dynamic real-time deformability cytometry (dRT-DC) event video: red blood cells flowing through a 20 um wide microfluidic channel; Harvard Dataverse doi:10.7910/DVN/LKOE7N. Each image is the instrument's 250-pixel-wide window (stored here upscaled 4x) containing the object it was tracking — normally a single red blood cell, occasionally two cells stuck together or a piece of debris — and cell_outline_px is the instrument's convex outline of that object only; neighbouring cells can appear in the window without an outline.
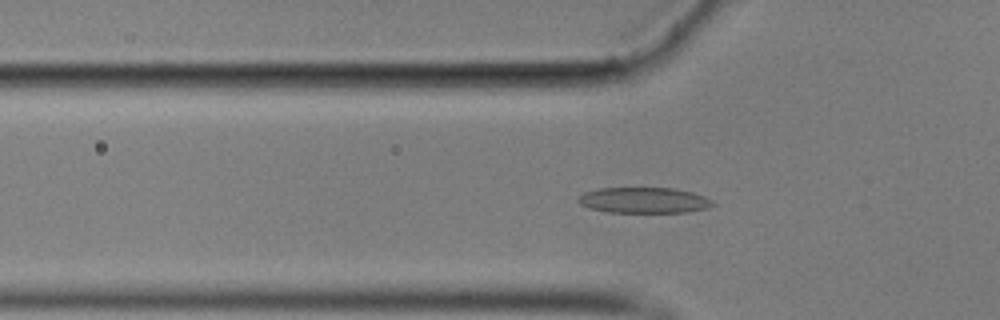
{"species": "common noctule bat (a hibernating species)", "species_latin": "Nyctalus noctula", "temperature_condition": "cold", "stored_images_in_passage": 43, "camera_frame_rate_fps": 3000, "um_per_image_px": 0.085, "animal": {"sex": "male", "body_mass_g": 17.9}, "frame": {"image": 1, "passage_image": 18, "time_ms": 5.667, "image_size_px": [1000, 320], "cell_outline_px": [[716, 204], [708, 208], [688, 212], [608, 212], [588, 208], [580, 204], [576, 200], [584, 192], [600, 188], [672, 188], [692, 192], [704, 196], [712, 200]], "centroid_in_image_um": [54.74, 17.02], "position_along_channel_um": 71.1, "area_um2": 20.23}}
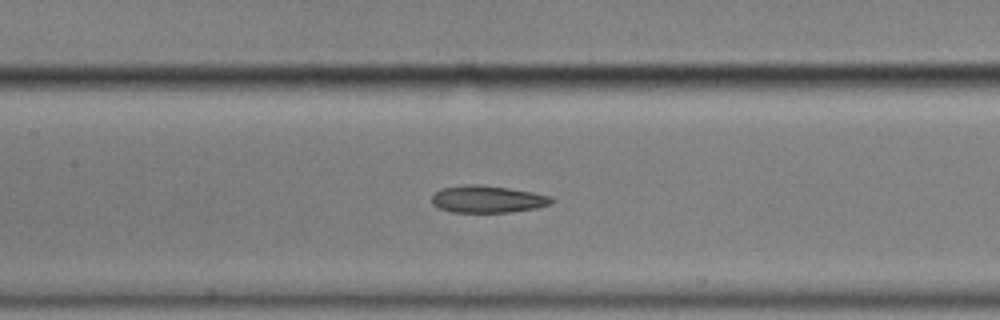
{"frame": {"image": 2, "passage_image": 26, "time_ms": 8.333, "image_size_px": [1000, 320], "cell_outline_px": [[556, 200], [552, 204], [536, 208], [508, 212], [452, 212], [440, 208], [432, 204], [432, 196], [440, 188], [508, 188], [532, 192], [552, 196]], "centroid_in_image_um": [41.54, 16.99], "position_along_channel_um": 165.9, "area_um2": 17.86}}
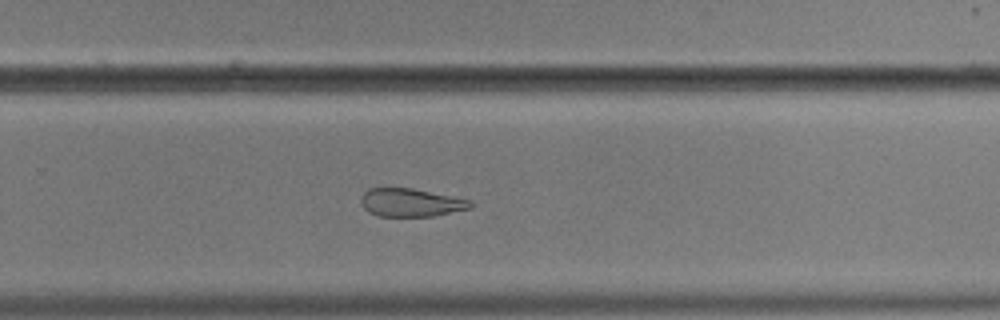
{"frame": {"image": 3, "passage_image": 37, "time_ms": 12.0, "image_size_px": [1000, 320], "cell_outline_px": [[476, 204], [472, 208], [432, 216], [376, 216], [368, 212], [364, 208], [360, 200], [360, 196], [368, 188], [412, 188], [472, 200]], "centroid_in_image_um": [34.93, 17.22], "position_along_channel_um": 294.9, "area_um2": 18.15}}